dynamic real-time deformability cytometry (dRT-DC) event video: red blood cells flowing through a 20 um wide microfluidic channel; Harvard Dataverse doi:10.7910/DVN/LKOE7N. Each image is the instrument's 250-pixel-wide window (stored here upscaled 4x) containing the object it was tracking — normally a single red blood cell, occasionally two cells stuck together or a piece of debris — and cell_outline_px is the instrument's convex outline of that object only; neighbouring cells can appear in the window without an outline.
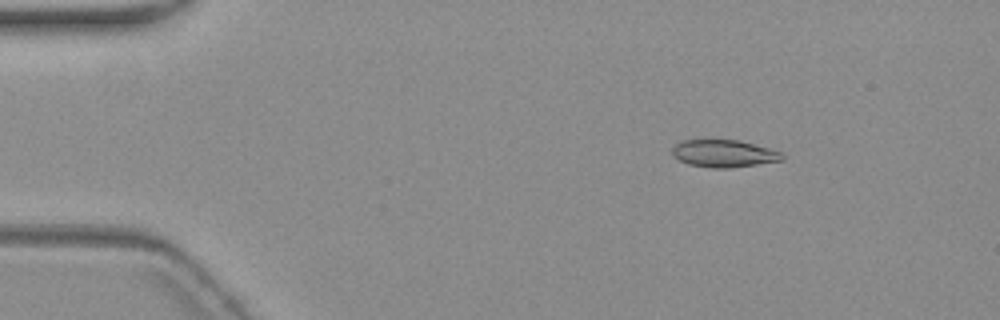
{"species": "common noctule bat (a hibernating species)", "species_latin": "Nyctalus noctula", "temperature_condition": "warm", "stored_images_in_passage": 5, "camera_frame_rate_fps": 3000, "um_per_image_px": 0.085, "animal": {"sex": "female", "body_mass_g": 19.3, "forearm_length_mm": 54.1}, "frame": {"image": 1, "passage_image": 2, "time_ms": 2.0, "image_size_px": [1000, 320], "cell_outline_px": [[784, 160], [728, 168], [712, 168], [688, 164], [672, 156], [672, 148], [676, 144], [684, 140], [740, 140], [768, 148], [780, 152], [784, 156]], "centroid_in_image_um": [61.51, 13.05], "position_along_channel_um": 23.5, "area_um2": 17.4}}
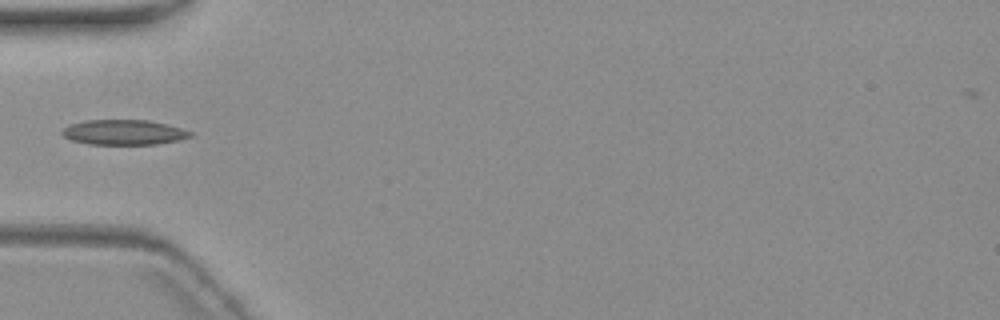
{"frame": {"image": 2, "passage_image": 5, "time_ms": 5.667, "image_size_px": [1000, 320], "cell_outline_px": [[196, 132], [192, 136], [180, 140], [156, 144], [88, 144], [72, 140], [64, 136], [60, 132], [68, 124], [84, 120], [148, 120], [168, 124]], "centroid_in_image_um": [10.56, 11.24], "position_along_channel_um": 74.4, "area_um2": 18.96}}